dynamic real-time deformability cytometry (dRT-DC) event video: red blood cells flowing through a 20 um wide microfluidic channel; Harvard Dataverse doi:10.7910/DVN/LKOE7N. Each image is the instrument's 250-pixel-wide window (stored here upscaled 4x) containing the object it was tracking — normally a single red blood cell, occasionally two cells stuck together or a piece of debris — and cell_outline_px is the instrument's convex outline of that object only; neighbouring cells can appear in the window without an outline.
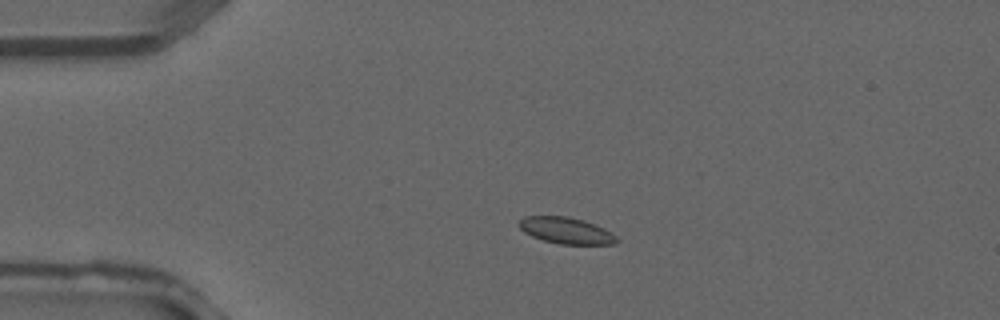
{"species": "common noctule bat (a hibernating species)", "species_latin": "Nyctalus noctula", "temperature_condition": "warm", "stored_images_in_passage": 3, "camera_frame_rate_fps": 3000, "um_per_image_px": 0.085, "animal": {"sex": "male", "forearm_length_mm": 52.5}, "frame": {"image": 1, "passage_image": 3, "time_ms": 0.667, "image_size_px": [1000, 320], "cell_outline_px": [[620, 240], [616, 244], [560, 244], [544, 240], [532, 236], [524, 232], [516, 224], [524, 216], [568, 216], [584, 220], [596, 224], [616, 236]], "centroid_in_image_um": [48.12, 19.59], "position_along_channel_um": 36.9, "area_um2": 15.09}}